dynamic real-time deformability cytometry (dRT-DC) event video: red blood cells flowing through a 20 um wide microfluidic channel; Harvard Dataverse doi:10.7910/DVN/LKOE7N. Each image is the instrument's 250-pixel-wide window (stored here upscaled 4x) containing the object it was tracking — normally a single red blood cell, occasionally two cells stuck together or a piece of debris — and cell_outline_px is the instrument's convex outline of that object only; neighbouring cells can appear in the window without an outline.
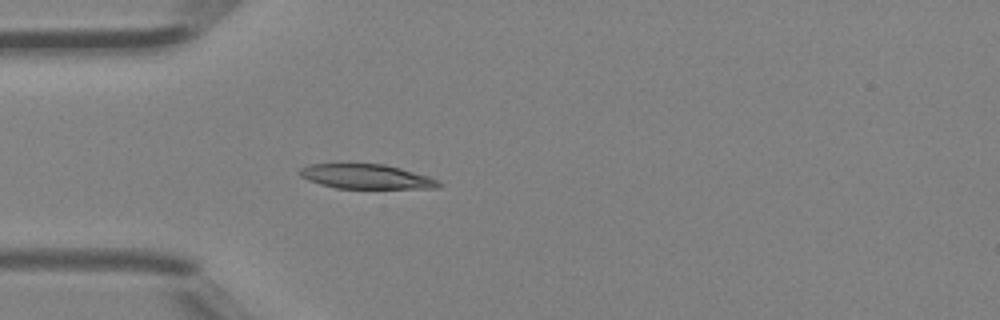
{"species": "Egyptian fruit bat (a non-hibernating species)", "species_latin": "Rousettus aegyptiacus", "temperature_condition": "room temperature", "stored_images_in_passage": 4, "camera_frame_rate_fps": 3000, "um_per_image_px": 0.085, "animal": {"sex": "female"}, "frame": {"image": 1, "passage_image": 4, "time_ms": 1.0, "image_size_px": [1000, 320], "cell_outline_px": [[444, 184], [440, 188], [336, 188], [320, 184], [308, 180], [300, 176], [296, 172], [300, 168], [308, 164], [384, 164], [400, 168], [428, 176], [440, 180]], "centroid_in_image_um": [31.14, 15.01], "position_along_channel_um": 53.9, "area_um2": 20.0}}